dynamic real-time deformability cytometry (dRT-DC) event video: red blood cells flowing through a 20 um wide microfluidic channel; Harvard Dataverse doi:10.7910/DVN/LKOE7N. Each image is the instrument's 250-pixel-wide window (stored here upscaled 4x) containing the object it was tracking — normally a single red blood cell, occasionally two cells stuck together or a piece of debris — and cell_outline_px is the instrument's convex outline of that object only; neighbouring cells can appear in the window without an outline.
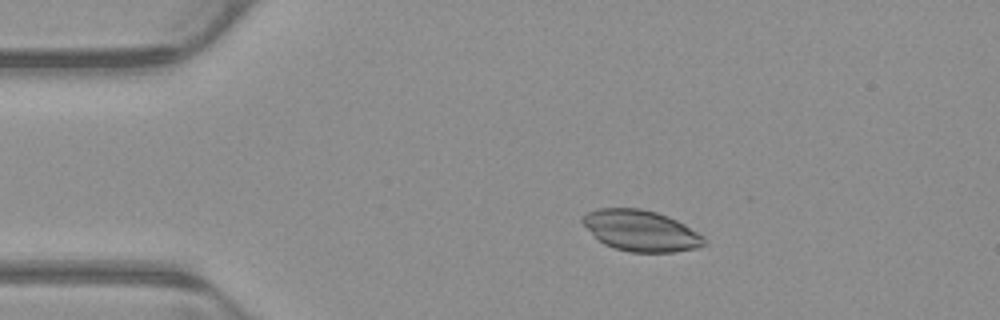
{"species": "common noctule bat (a hibernating species)", "species_latin": "Nyctalus noctula", "temperature_condition": "warm", "stored_images_in_passage": 5, "camera_frame_rate_fps": 3000, "um_per_image_px": 0.085, "animal": {"sex": "male", "body_mass_g": 23.1, "forearm_length_mm": 52.7}, "frame": {"image": 1, "passage_image": 2, "time_ms": 0.333, "image_size_px": [1000, 320], "cell_outline_px": [[708, 244], [696, 248], [672, 252], [632, 252], [616, 248], [604, 244], [580, 220], [580, 216], [596, 208], [640, 208], [656, 212], [668, 216], [684, 224], [704, 236]], "centroid_in_image_um": [54.5, 19.6], "position_along_channel_um": 30.5, "area_um2": 28.9}}